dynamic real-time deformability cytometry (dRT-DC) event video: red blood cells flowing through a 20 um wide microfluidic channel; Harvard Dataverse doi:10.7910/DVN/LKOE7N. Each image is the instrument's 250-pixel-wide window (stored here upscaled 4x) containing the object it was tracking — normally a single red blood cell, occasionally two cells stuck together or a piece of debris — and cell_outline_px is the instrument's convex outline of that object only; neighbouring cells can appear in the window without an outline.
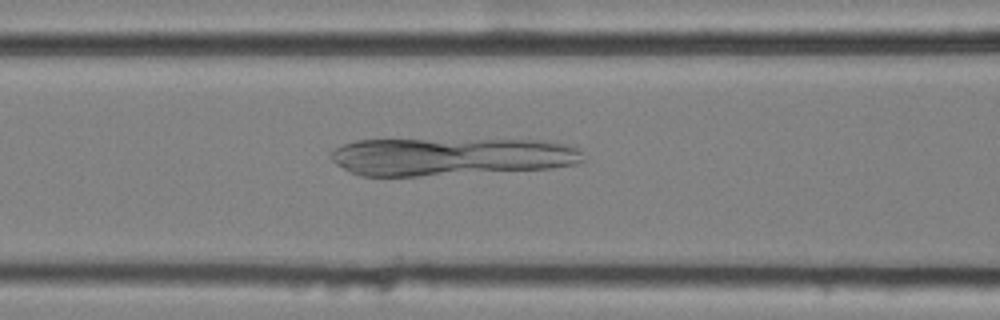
{"species": "common noctule bat (a hibernating species)", "species_latin": "Nyctalus noctula", "temperature_condition": "cold", "stored_images_in_passage": 50, "camera_frame_rate_fps": 3000, "um_per_image_px": 0.085, "animal": {"sex": "female", "body_mass_g": 25.1}, "frame": {"image": 1, "passage_image": 18, "time_ms": 5.667, "image_size_px": [1000, 320], "cell_outline_px": [[584, 160], [576, 164], [552, 168], [416, 176], [360, 176], [336, 164], [332, 160], [332, 152], [336, 148], [344, 144], [356, 140], [540, 140], [564, 144], [576, 148], [580, 152]], "centroid_in_image_um": [38.32, 13.31], "position_along_channel_um": 128.3, "area_um2": 55.2}}
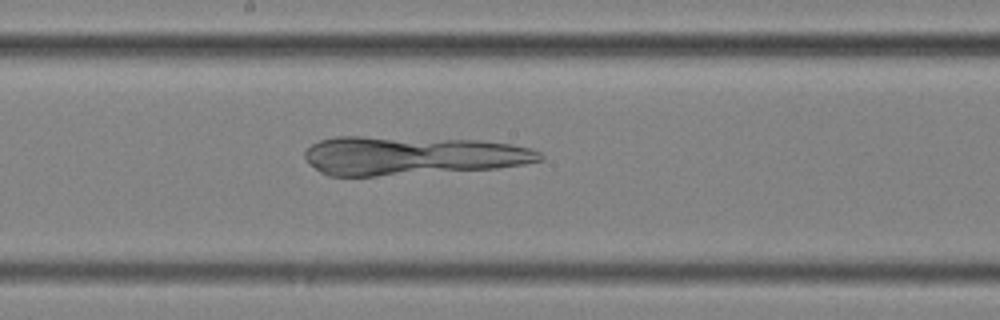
{"frame": {"image": 2, "passage_image": 25, "time_ms": 8.0, "image_size_px": [1000, 320], "cell_outline_px": [[544, 160], [524, 164], [496, 168], [376, 176], [328, 176], [320, 172], [304, 156], [304, 152], [312, 144], [320, 140], [336, 136], [360, 136], [480, 140], [512, 144], [532, 148], [540, 152], [544, 156]], "centroid_in_image_um": [35.04, 13.22], "position_along_channel_um": 213.2, "area_um2": 53.18}}
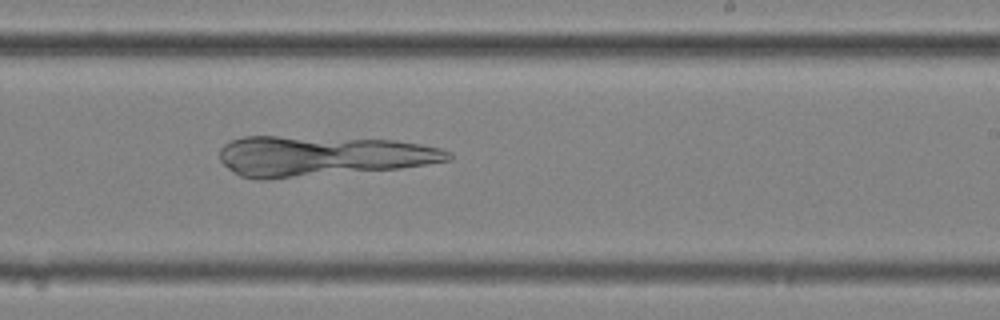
{"frame": {"image": 3, "passage_image": 29, "time_ms": 9.333, "image_size_px": [1000, 320], "cell_outline_px": [[452, 160], [400, 168], [268, 180], [260, 180], [240, 176], [228, 168], [220, 160], [220, 148], [224, 144], [232, 140], [244, 136], [276, 136], [392, 140], [420, 144], [440, 148], [452, 152]], "centroid_in_image_um": [27.35, 13.27], "position_along_channel_um": 261.7, "area_um2": 53.75}}